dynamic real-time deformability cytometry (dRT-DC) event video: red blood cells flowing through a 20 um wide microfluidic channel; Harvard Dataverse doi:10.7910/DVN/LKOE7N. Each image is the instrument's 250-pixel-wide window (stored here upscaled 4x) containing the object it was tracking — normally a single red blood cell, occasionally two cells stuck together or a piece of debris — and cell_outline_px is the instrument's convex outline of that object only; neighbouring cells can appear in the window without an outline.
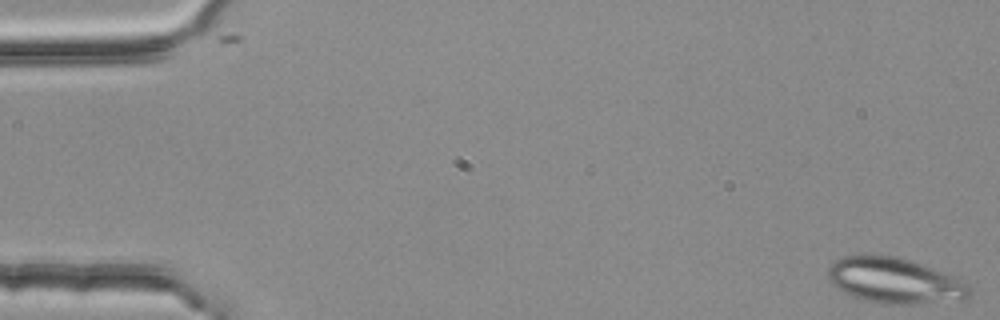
{"species": "common noctule bat (a hibernating species)", "species_latin": "Nyctalus noctula", "temperature_condition": "room temperature", "stored_images_in_passage": 5, "camera_frame_rate_fps": 3000, "um_per_image_px": 0.085, "animal": {"sex": "female", "body_mass_g": 25.1}, "frame": {"image": 1, "passage_image": 1, "time_ms": 0.0, "image_size_px": [1000, 320], "cell_outline_px": [[972, 296], [968, 300], [916, 304], [884, 304], [860, 300], [836, 288], [832, 284], [828, 276], [828, 268], [840, 256], [896, 256], [924, 264], [956, 276], [964, 280], [972, 288]], "centroid_in_image_um": [76.14, 23.88], "position_along_channel_um": 8.9, "area_um2": 38.26}}